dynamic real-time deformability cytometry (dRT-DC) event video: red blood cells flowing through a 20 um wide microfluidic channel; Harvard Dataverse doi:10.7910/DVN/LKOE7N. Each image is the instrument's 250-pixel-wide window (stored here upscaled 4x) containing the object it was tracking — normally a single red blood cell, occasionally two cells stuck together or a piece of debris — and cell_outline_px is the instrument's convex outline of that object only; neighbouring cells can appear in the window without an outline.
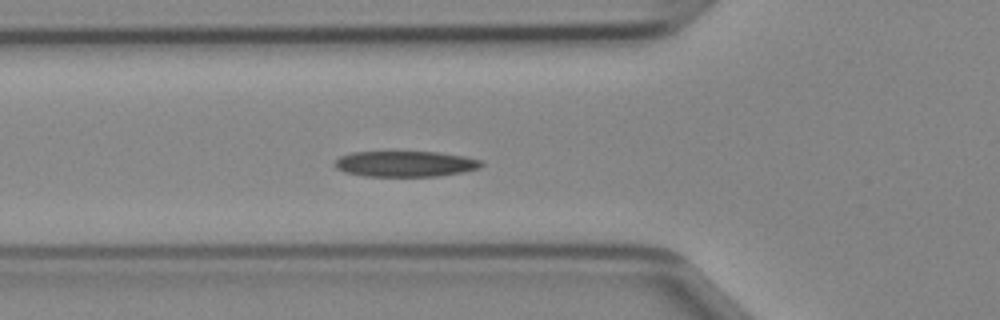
{"species": "Egyptian fruit bat (a non-hibernating species)", "species_latin": "Rousettus aegyptiacus", "temperature_condition": "cold", "stored_images_in_passage": 33, "camera_frame_rate_fps": 3000, "um_per_image_px": 0.085, "animal": {"sex": "female"}, "frame": {"image": 1, "passage_image": 2, "time_ms": 0.333, "image_size_px": [1000, 320], "cell_outline_px": [[484, 164], [480, 168], [464, 172], [436, 176], [364, 176], [344, 172], [336, 168], [332, 164], [340, 156], [352, 152], [436, 152], [464, 156], [480, 160]], "centroid_in_image_um": [34.43, 13.93], "position_along_channel_um": 91.4, "area_um2": 22.02}}
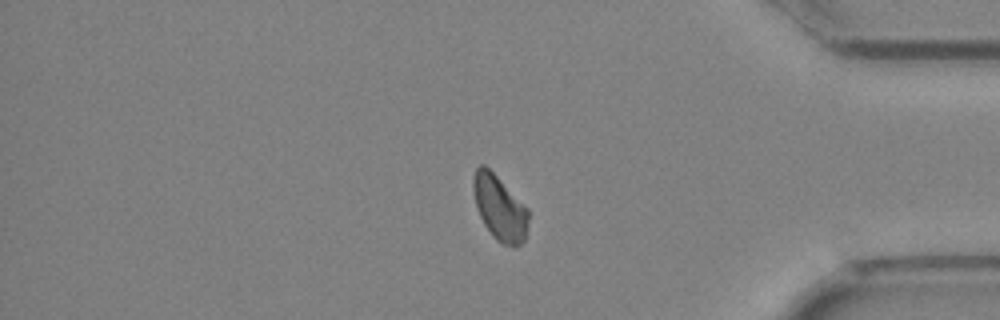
{"frame": {"image": 2, "passage_image": 25, "time_ms": 8.0, "image_size_px": [1000, 320], "cell_outline_px": [[528, 220], [524, 240], [516, 248], [512, 248], [496, 240], [492, 236], [484, 224], [476, 208], [472, 188], [472, 180], [476, 168], [480, 164], [484, 164], [528, 208]], "centroid_in_image_um": [42.44, 17.69], "position_along_channel_um": 392.8, "area_um2": 20.81}}
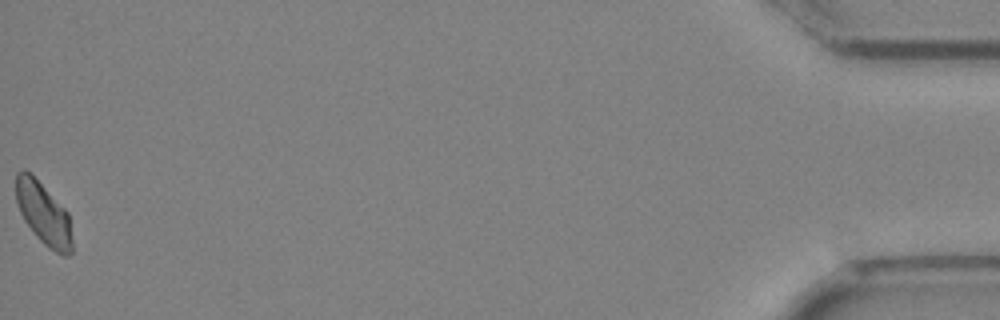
{"frame": {"image": 3, "passage_image": 33, "time_ms": 10.667, "image_size_px": [1000, 320], "cell_outline_px": [[72, 252], [68, 256], [64, 256], [48, 248], [36, 236], [24, 220], [20, 212], [16, 200], [16, 172], [24, 168], [68, 212], [72, 240]], "centroid_in_image_um": [3.7, 18.2], "position_along_channel_um": 431.5, "area_um2": 20.06}}